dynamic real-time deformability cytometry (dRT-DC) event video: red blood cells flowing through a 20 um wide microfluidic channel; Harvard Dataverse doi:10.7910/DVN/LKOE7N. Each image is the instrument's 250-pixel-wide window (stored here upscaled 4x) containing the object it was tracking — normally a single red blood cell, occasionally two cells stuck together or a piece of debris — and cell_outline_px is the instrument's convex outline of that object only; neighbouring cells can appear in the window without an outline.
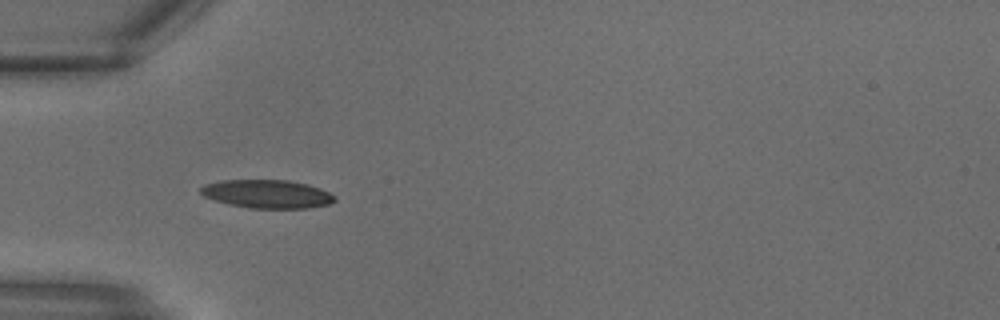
{"species": "common noctule bat (a hibernating species)", "species_latin": "Nyctalus noctula", "temperature_condition": "warm", "stored_images_in_passage": 24, "camera_frame_rate_fps": 3000, "um_per_image_px": 0.085, "animal": {"sex": "male", "body_mass_g": 18.8}, "frame": {"image": 1, "passage_image": 4, "time_ms": 1.0, "image_size_px": [1000, 320], "cell_outline_px": [[336, 200], [328, 204], [308, 208], [248, 208], [228, 204], [204, 196], [200, 192], [200, 188], [204, 184], [220, 180], [288, 180], [308, 184], [320, 188], [336, 196]], "centroid_in_image_um": [22.7, 16.48], "position_along_channel_um": 62.3, "area_um2": 22.2}}
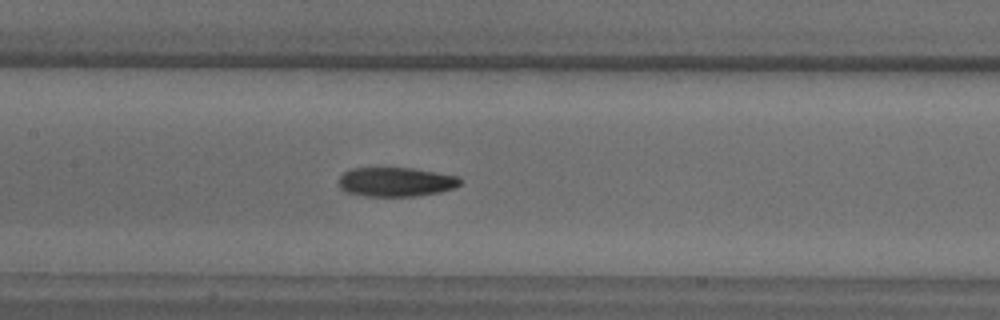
{"frame": {"image": 2, "passage_image": 9, "time_ms": 2.667, "image_size_px": [1000, 320], "cell_outline_px": [[464, 180], [456, 188], [440, 192], [416, 196], [364, 196], [344, 192], [340, 188], [336, 180], [344, 172], [352, 168], [412, 168], [460, 176]], "centroid_in_image_um": [33.65, 15.46], "position_along_channel_um": 173.7, "area_um2": 21.1}}
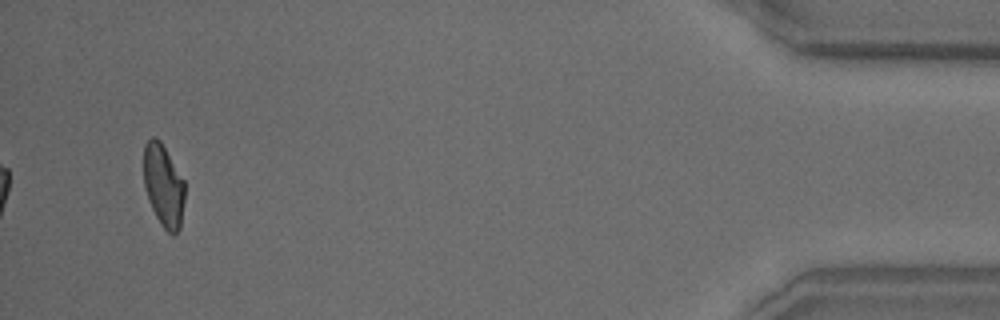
{"frame": {"image": 3, "passage_image": 23, "time_ms": 7.333, "image_size_px": [1000, 320], "cell_outline_px": [[184, 200], [180, 228], [172, 236], [160, 224], [148, 200], [144, 188], [144, 144], [152, 136], [156, 136], [160, 140], [184, 180]], "centroid_in_image_um": [13.88, 15.77], "position_along_channel_um": 421.3, "area_um2": 19.77}}